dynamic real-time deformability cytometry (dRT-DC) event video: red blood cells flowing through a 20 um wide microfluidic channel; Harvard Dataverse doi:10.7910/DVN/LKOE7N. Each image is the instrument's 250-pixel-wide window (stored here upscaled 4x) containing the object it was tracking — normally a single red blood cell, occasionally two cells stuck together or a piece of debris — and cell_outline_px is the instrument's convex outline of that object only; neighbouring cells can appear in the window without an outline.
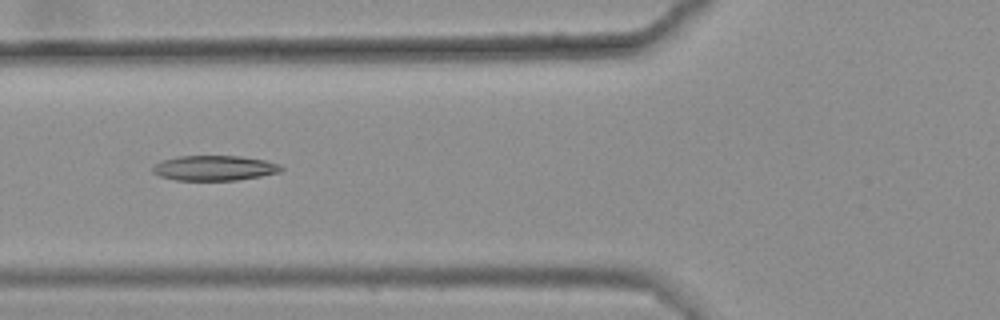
{"species": "common noctule bat (a hibernating species)", "species_latin": "Nyctalus noctula", "temperature_condition": "warm", "stored_images_in_passage": 8, "camera_frame_rate_fps": 3000, "um_per_image_px": 0.085, "animal": {"sex": "female", "body_mass_g": 25.1}, "frame": {"image": 1, "passage_image": 7, "time_ms": 2.0, "image_size_px": [1000, 320], "cell_outline_px": [[284, 168], [280, 172], [260, 176], [236, 180], [176, 180], [160, 176], [152, 172], [152, 164], [160, 160], [176, 156], [240, 156], [264, 160], [280, 164]], "centroid_in_image_um": [18.18, 14.27], "position_along_channel_um": 107.6, "area_um2": 18.9}}
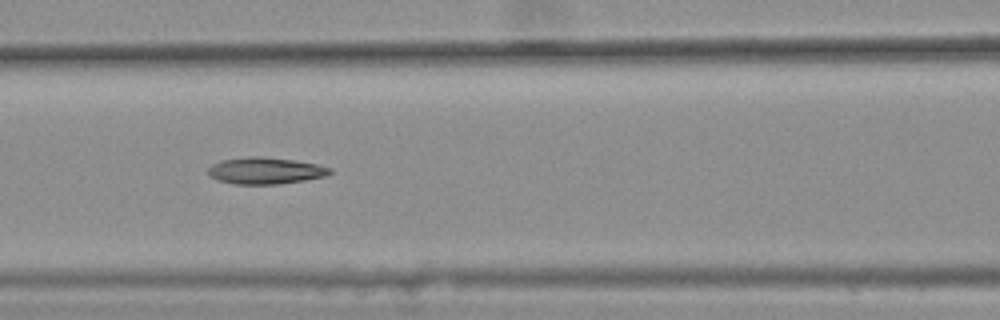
{"frame": {"image": 2, "passage_image": 8, "time_ms": 2.333, "image_size_px": [1000, 320], "cell_outline_px": [[332, 172], [324, 176], [304, 180], [280, 184], [232, 184], [216, 180], [208, 176], [208, 168], [212, 164], [220, 160], [248, 156], [260, 156], [292, 160], [316, 164], [332, 168]], "centroid_in_image_um": [22.49, 14.51], "position_along_channel_um": 144.1, "area_um2": 19.02}}